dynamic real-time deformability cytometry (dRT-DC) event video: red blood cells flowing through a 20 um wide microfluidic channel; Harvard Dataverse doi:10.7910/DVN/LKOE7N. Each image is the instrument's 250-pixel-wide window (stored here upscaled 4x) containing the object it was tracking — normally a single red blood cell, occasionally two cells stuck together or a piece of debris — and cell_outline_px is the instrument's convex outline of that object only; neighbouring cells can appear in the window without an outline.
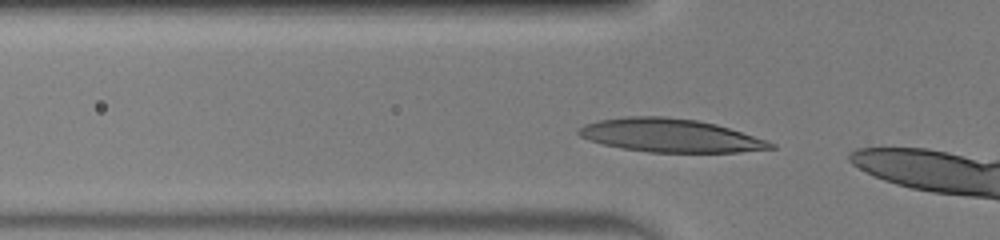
{"species": "human", "species_latin": "Homo sapiens", "temperature_condition": "warm", "stored_images_in_passage": 8, "camera_frame_rate_fps": 3000, "um_per_image_px": 0.085, "donor": {"sex": "male"}, "frame": {"image": 1, "passage_image": 2, "time_ms": 0.333, "image_size_px": [1000, 240], "cell_outline_px": [[776, 148], [740, 152], [648, 152], [624, 148], [604, 144], [588, 140], [580, 136], [576, 132], [584, 124], [600, 120], [624, 116], [664, 116], [696, 120], [716, 124], [776, 144]], "centroid_in_image_um": [56.93, 11.51], "position_along_channel_um": 68.9, "area_um2": 36.93}}
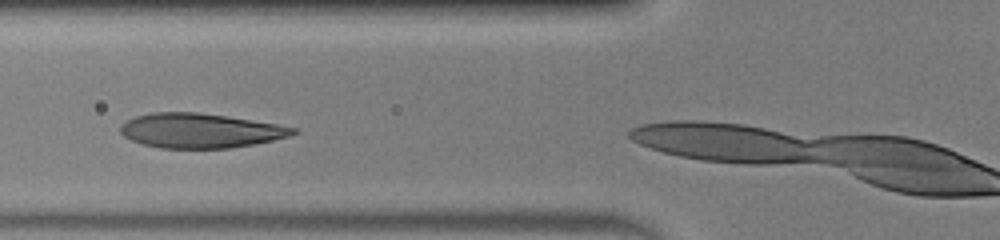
{"frame": {"image": 2, "passage_image": 5, "time_ms": 1.333, "image_size_px": [1000, 240], "cell_outline_px": [[300, 132], [288, 136], [272, 140], [252, 144], [228, 148], [160, 148], [144, 144], [132, 140], [124, 136], [120, 132], [120, 128], [128, 120], [136, 116], [152, 112], [196, 112], [228, 116], [276, 124], [296, 128]], "centroid_in_image_um": [17.02, 11.1], "position_along_channel_um": 108.8, "area_um2": 34.45}}